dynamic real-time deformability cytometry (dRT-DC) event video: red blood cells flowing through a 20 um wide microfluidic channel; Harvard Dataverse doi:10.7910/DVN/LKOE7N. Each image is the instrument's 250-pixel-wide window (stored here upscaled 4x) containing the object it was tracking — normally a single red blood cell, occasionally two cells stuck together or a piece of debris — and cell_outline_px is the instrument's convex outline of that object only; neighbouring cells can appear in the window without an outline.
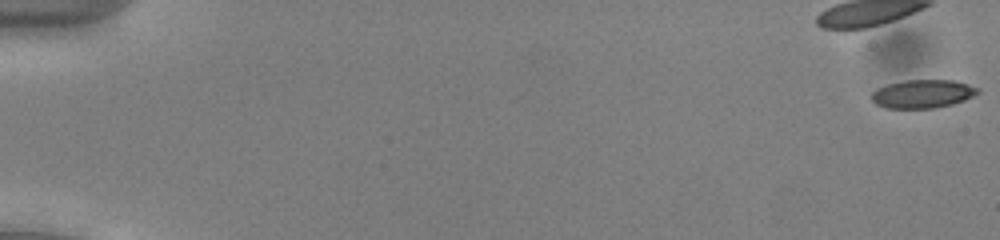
{"species": "common noctule bat (a hibernating species)", "species_latin": "Nyctalus noctula", "temperature_condition": "cold", "stored_images_in_passage": 54, "camera_frame_rate_fps": 3000, "um_per_image_px": 0.085, "animal": {"sex": "male", "body_mass_g": 13.0, "forearm_length_mm": 53.1}, "frame": {"image": 1, "passage_image": 1, "time_ms": 0.0, "image_size_px": [1000, 240], "cell_outline_px": [[980, 92], [964, 100], [952, 104], [936, 108], [884, 108], [876, 104], [872, 100], [872, 92], [876, 88], [888, 84], [904, 80], [952, 80], [968, 84], [980, 88]], "centroid_in_image_um": [78.42, 7.98], "position_along_channel_um": 6.6, "area_um2": 17.63}}
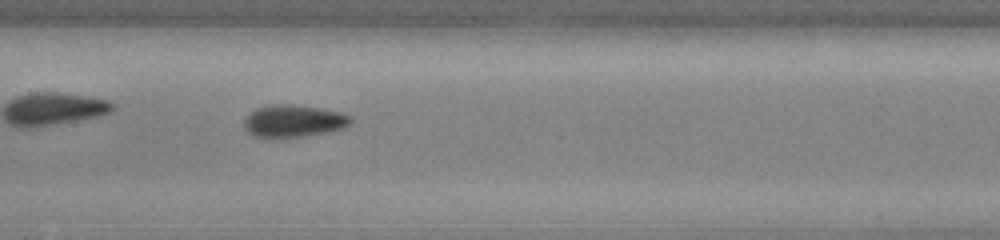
{"frame": {"image": 2, "passage_image": 28, "time_ms": 9.0, "image_size_px": [1000, 240], "cell_outline_px": [[352, 120], [344, 128], [304, 136], [268, 140], [252, 136], [244, 128], [244, 120], [256, 108], [272, 104], [288, 104], [316, 108], [340, 112], [352, 116]], "centroid_in_image_um": [24.89, 10.32], "position_along_channel_um": 182.5, "area_um2": 20.23}}
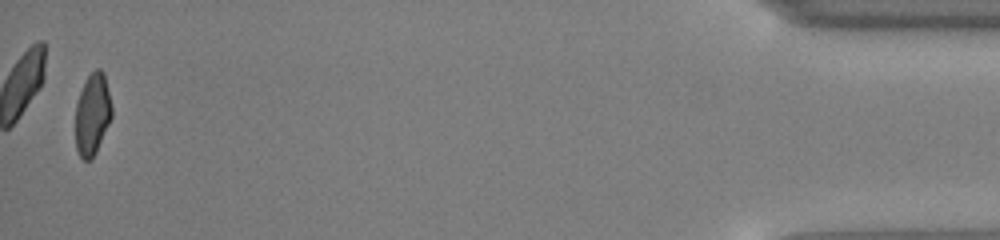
{"frame": {"image": 3, "passage_image": 53, "time_ms": 17.333, "image_size_px": [1000, 240], "cell_outline_px": [[112, 116], [96, 152], [92, 160], [84, 160], [76, 152], [76, 104], [80, 92], [88, 76], [96, 68], [100, 68], [104, 72], [112, 108]], "centroid_in_image_um": [7.86, 9.73], "position_along_channel_um": 427.3, "area_um2": 17.22}, "authors_computed_cell_mechanics": {"area_um2": 18.5538, "velocity_mm_per_s": 3.9427, "shape_relaxation_time_tau1_ms": 3.2744, "shape_relaxation_time_tau2_ms": 1.8679, "deformation_change_tau1": 0.1013, "deformation_change_tau2": 0.0482}}